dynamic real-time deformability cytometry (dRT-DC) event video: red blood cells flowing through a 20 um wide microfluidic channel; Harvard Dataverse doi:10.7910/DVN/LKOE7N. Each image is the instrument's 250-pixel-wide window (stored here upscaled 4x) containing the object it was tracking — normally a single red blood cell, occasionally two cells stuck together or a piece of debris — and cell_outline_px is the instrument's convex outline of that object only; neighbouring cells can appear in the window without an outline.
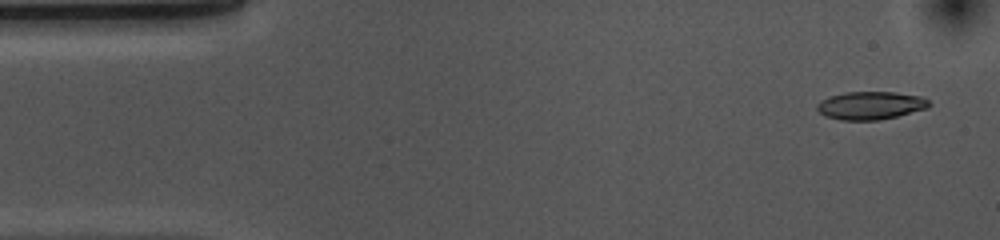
{"species": "common noctule bat (a hibernating species)", "species_latin": "Nyctalus noctula", "temperature_condition": "cold", "stored_images_in_passage": 51, "camera_frame_rate_fps": 3000, "um_per_image_px": 0.085, "animal": {"sex": "female", "body_mass_g": 10.0, "forearm_length_mm": 53.1}, "frame": {"image": 1, "passage_image": 1, "time_ms": 0.0, "image_size_px": [1000, 240], "cell_outline_px": [[932, 104], [928, 108], [896, 116], [876, 120], [840, 120], [824, 116], [816, 108], [816, 104], [820, 100], [844, 92], [896, 92], [920, 96], [928, 100]], "centroid_in_image_um": [73.99, 8.96], "position_along_channel_um": 11.0, "area_um2": 18.26}}
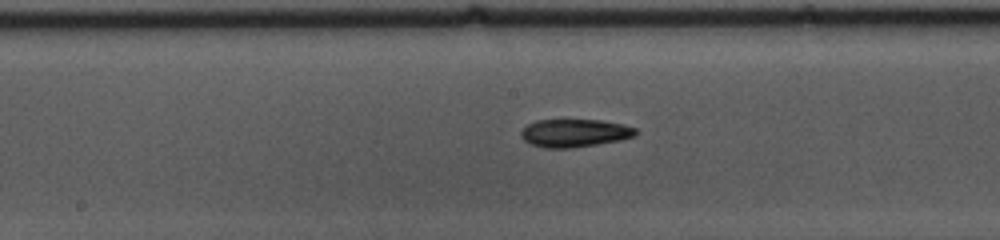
{"frame": {"image": 2, "passage_image": 24, "time_ms": 7.667, "image_size_px": [1000, 240], "cell_outline_px": [[636, 136], [620, 140], [572, 148], [544, 148], [532, 144], [524, 140], [520, 136], [520, 132], [528, 124], [536, 120], [600, 120], [620, 124], [636, 128]], "centroid_in_image_um": [48.82, 11.31], "position_along_channel_um": 199.4, "area_um2": 18.55}}
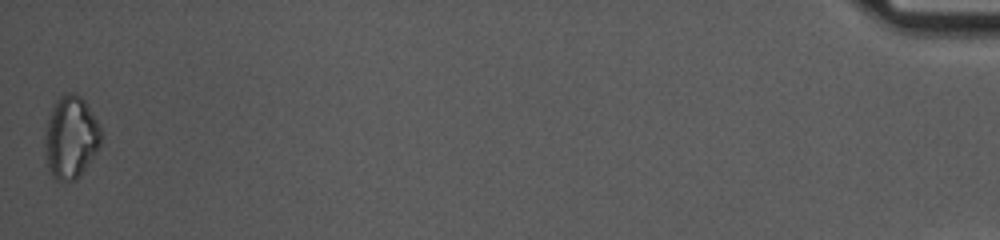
{"frame": {"image": 3, "passage_image": 51, "time_ms": 16.667, "image_size_px": [1000, 240], "cell_outline_px": [[100, 144], [96, 152], [80, 176], [76, 180], [56, 180], [48, 172], [44, 152], [44, 140], [48, 120], [52, 108], [56, 100], [64, 92], [76, 92], [88, 104], [100, 128]], "centroid_in_image_um": [5.99, 11.67], "position_along_channel_um": 429.2, "area_um2": 27.11}, "authors_computed_cell_mechanics": {"area_um2": 18.5538, "velocity_mm_per_s": 3.6852, "shape_relaxation_time_tau1_ms": 4.4944, "shape_relaxation_time_tau2_ms": 6.1163, "deformation_change_tau1": 0.1134, "deformation_change_tau2": 0.1437}}